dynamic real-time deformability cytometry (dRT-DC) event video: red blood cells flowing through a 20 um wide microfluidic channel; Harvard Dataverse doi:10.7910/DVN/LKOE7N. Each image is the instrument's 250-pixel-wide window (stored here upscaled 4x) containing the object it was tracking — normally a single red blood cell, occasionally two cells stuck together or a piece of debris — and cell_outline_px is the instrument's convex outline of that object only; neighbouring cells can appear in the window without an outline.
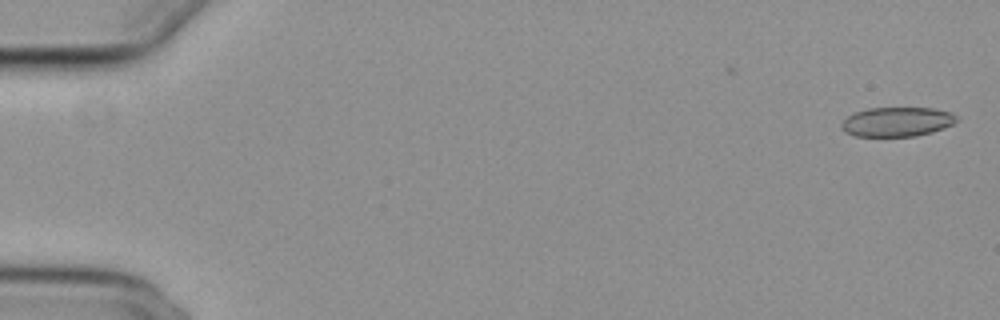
{"species": "common noctule bat (a hibernating species)", "species_latin": "Nyctalus noctula", "temperature_condition": "cold", "stored_images_in_passage": 12, "camera_frame_rate_fps": 3000, "um_per_image_px": 0.085, "animal": {"sex": "female", "body_mass_g": 29.2, "forearm_length_mm": 56.3}, "frame": {"image": 1, "passage_image": 1, "time_ms": 0.0, "image_size_px": [1000, 320], "cell_outline_px": [[956, 120], [952, 124], [944, 128], [932, 132], [916, 136], [852, 136], [844, 132], [840, 124], [848, 116], [856, 112], [868, 108], [932, 108], [952, 112], [956, 116]], "centroid_in_image_um": [76.23, 10.36], "position_along_channel_um": 8.8, "area_um2": 19.71}}